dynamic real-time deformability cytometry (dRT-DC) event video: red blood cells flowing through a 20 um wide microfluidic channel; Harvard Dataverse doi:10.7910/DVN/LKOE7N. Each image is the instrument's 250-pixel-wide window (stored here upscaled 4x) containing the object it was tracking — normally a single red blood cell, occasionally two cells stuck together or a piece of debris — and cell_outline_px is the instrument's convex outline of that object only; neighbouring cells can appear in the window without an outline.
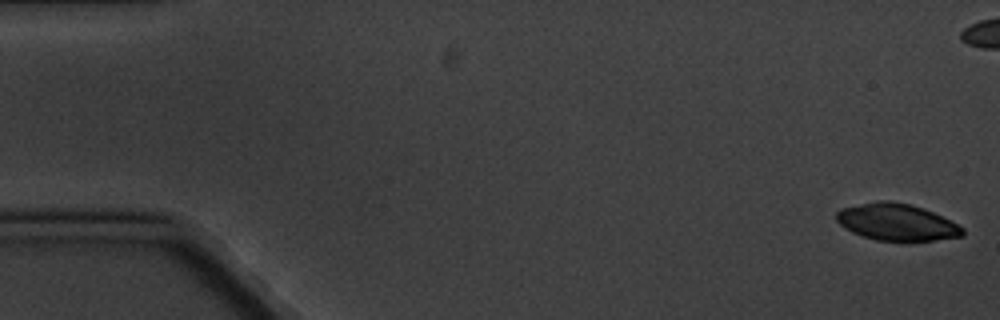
{"species": "common noctule bat (a hibernating species)", "species_latin": "Nyctalus noctula", "temperature_condition": "cold", "stored_images_in_passage": 14, "camera_frame_rate_fps": 3000, "um_per_image_px": 0.085, "animal": {"sex": "male", "body_mass_g": 20.1, "forearm_length_mm": 53.5}, "frame": {"image": 1, "passage_image": 1, "time_ms": 0.0, "image_size_px": [1000, 320], "cell_outline_px": [[964, 236], [908, 244], [876, 240], [852, 232], [844, 228], [836, 220], [836, 212], [840, 208], [876, 200], [888, 200], [912, 204], [924, 208], [964, 228]], "centroid_in_image_um": [76.21, 18.91], "position_along_channel_um": 8.8, "area_um2": 27.86}}
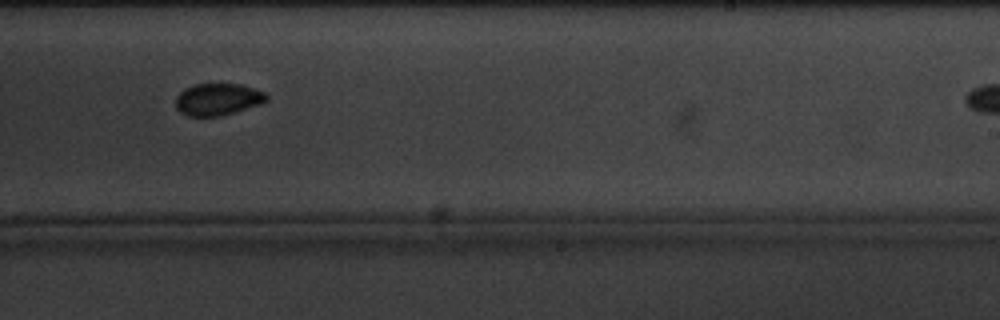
{"frame": {"image": 2, "passage_image": 12, "time_ms": 13.667, "image_size_px": [1000, 320], "cell_outline_px": [[268, 100], [260, 104], [220, 116], [188, 116], [180, 112], [176, 108], [176, 96], [184, 88], [192, 84], [220, 80], [240, 84], [264, 92], [268, 96]], "centroid_in_image_um": [18.48, 8.38], "position_along_channel_um": 270.5, "area_um2": 17.57}}